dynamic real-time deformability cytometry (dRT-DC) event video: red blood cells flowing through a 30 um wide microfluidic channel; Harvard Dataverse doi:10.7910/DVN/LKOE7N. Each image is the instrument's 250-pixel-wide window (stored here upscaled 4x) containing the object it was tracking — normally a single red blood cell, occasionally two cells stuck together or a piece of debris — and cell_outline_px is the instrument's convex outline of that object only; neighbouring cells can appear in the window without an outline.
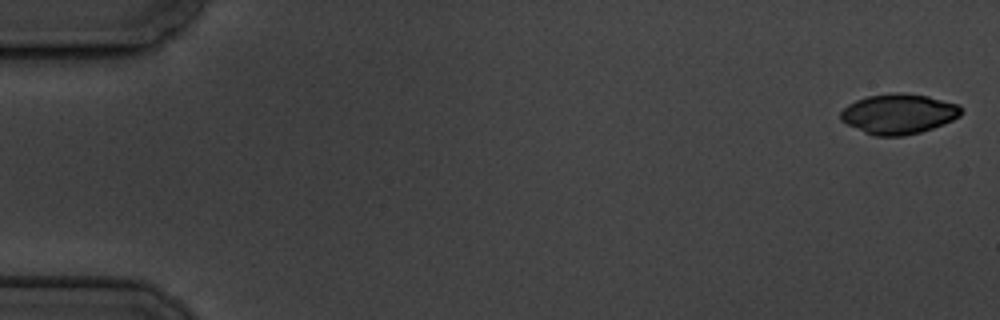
{"species": "common noctule bat (a hibernating species)", "species_latin": "Nyctalus noctula", "temperature_condition": "cold", "stored_images_in_passage": 8, "camera_frame_rate_fps": 3000, "um_per_image_px": 0.085, "animal": {"sex": "male", "body_mass_g": 19.5, "forearm_length_mm": 54.6}, "frame": {"image": 1, "passage_image": 1, "time_ms": 0.0, "image_size_px": [1000, 320], "cell_outline_px": [[960, 116], [944, 124], [920, 132], [904, 136], [876, 136], [864, 132], [840, 120], [840, 112], [848, 104], [856, 100], [868, 96], [900, 92], [928, 96], [960, 104]], "centroid_in_image_um": [76.38, 9.68], "position_along_channel_um": 8.6, "area_um2": 28.03}}
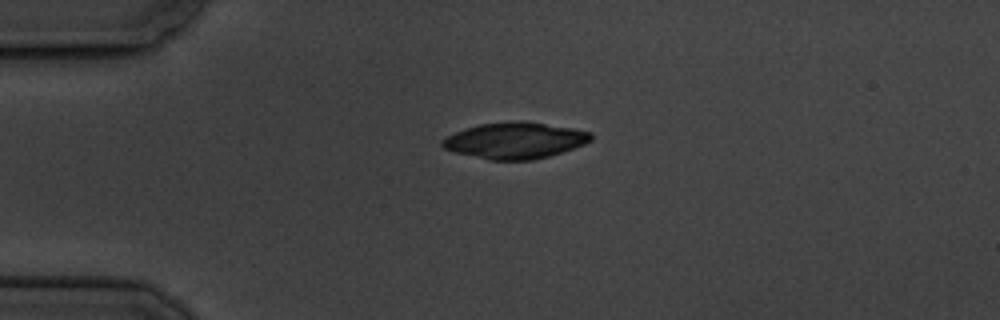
{"frame": {"image": 2, "passage_image": 5, "time_ms": 4.333, "image_size_px": [1000, 320], "cell_outline_px": [[592, 140], [584, 144], [548, 156], [532, 160], [488, 160], [456, 152], [444, 148], [440, 144], [440, 140], [456, 132], [480, 124], [512, 120], [524, 120], [572, 128], [592, 132]], "centroid_in_image_um": [43.78, 11.93], "position_along_channel_um": 41.2, "area_um2": 31.33}}